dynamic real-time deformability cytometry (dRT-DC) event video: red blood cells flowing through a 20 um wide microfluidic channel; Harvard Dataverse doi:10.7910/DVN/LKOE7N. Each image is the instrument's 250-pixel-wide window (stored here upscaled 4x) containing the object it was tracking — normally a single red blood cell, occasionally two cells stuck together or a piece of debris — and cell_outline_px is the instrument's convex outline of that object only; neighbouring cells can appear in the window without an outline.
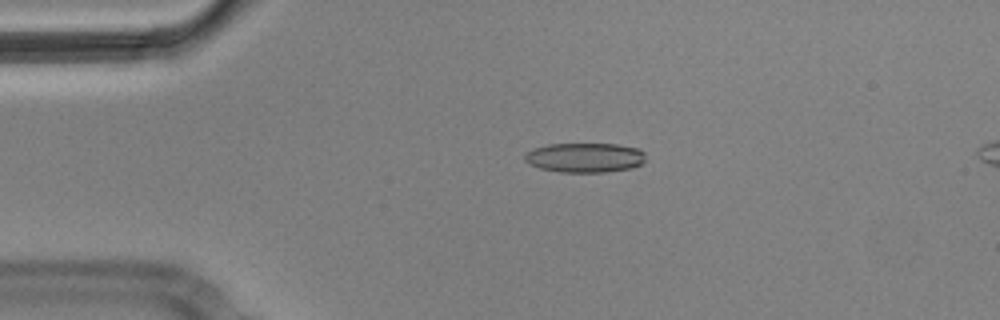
{"species": "Egyptian fruit bat (a non-hibernating species)", "species_latin": "Rousettus aegyptiacus", "temperature_condition": "cold", "stored_images_in_passage": 4, "camera_frame_rate_fps": 3000, "um_per_image_px": 0.085, "animal": {"sex": "male"}, "frame": {"image": 1, "passage_image": 2, "time_ms": 0.333, "image_size_px": [1000, 320], "cell_outline_px": [[644, 160], [640, 164], [632, 168], [604, 172], [560, 172], [540, 168], [524, 160], [524, 156], [532, 148], [548, 144], [616, 144], [640, 148], [644, 152]], "centroid_in_image_um": [49.72, 13.39], "position_along_channel_um": 35.3, "area_um2": 20.81}}